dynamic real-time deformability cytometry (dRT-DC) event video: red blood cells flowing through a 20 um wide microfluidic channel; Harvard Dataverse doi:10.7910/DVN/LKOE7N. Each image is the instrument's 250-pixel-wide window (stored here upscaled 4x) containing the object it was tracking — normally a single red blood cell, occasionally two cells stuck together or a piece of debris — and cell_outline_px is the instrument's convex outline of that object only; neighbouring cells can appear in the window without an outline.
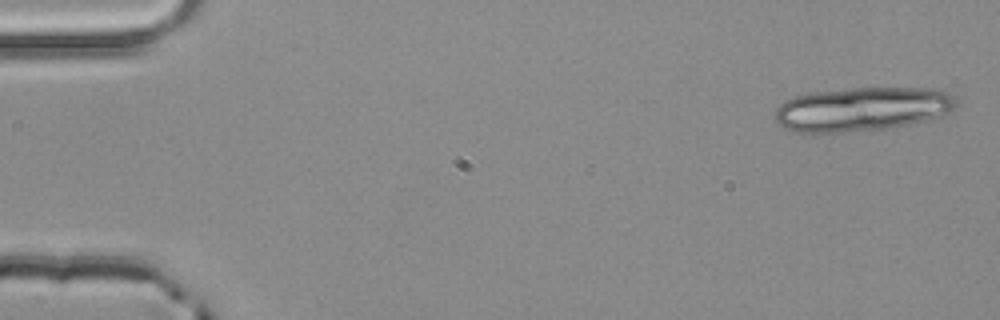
{"species": "common noctule bat (a hibernating species)", "species_latin": "Nyctalus noctula", "temperature_condition": "room temperature", "stored_images_in_passage": 5, "segment_of_instrument_passage": [2, 2], "camera_frame_rate_fps": 3000, "um_per_image_px": 0.085, "animal": {"sex": "male", "body_mass_g": 20.4}, "frame": {"image": 1, "passage_image": 5, "time_ms": 1.333, "image_size_px": [1000, 320], "cell_outline_px": [[956, 104], [948, 112], [940, 116], [908, 124], [884, 128], [844, 132], [792, 132], [784, 128], [776, 120], [776, 108], [784, 100], [808, 92], [852, 88], [940, 88], [956, 96]], "centroid_in_image_um": [73.27, 9.25], "position_along_channel_um": 11.7, "area_um2": 46.41}}